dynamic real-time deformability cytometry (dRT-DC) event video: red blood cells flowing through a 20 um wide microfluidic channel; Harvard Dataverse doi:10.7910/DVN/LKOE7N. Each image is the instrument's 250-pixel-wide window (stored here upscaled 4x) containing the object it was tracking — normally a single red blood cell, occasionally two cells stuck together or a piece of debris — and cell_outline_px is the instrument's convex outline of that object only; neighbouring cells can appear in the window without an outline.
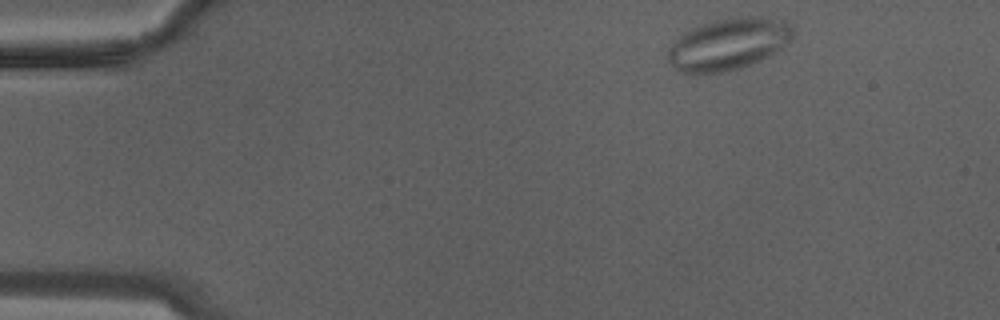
{"species": "Egyptian fruit bat (a non-hibernating species)", "species_latin": "Rousettus aegyptiacus", "temperature_condition": "warm", "stored_images_in_passage": 28, "camera_frame_rate_fps": 3000, "um_per_image_px": 0.085, "animal": {"sex": "male"}, "frame": {"image": 1, "passage_image": 1, "time_ms": 0.0, "image_size_px": [1000, 320], "cell_outline_px": [[792, 40], [784, 48], [768, 56], [748, 64], [736, 68], [720, 72], [684, 72], [676, 68], [668, 60], [668, 48], [684, 32], [692, 28], [716, 20], [740, 16], [760, 16], [788, 20], [792, 24]], "centroid_in_image_um": [61.98, 3.7], "position_along_channel_um": 23.0, "area_um2": 37.28}}
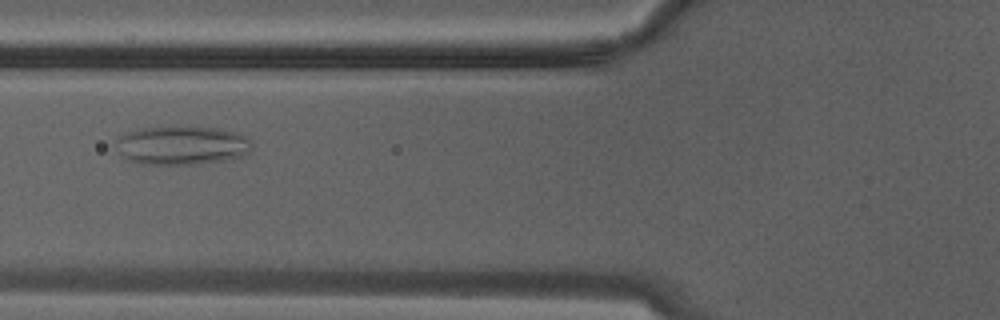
{"frame": {"image": 2, "passage_image": 9, "time_ms": 2.667, "image_size_px": [1000, 320], "cell_outline_px": [[252, 148], [248, 152], [240, 156], [224, 160], [200, 164], [140, 164], [128, 160], [120, 156], [116, 144], [116, 140], [124, 132], [144, 128], [216, 128], [240, 132], [248, 136], [252, 144]], "centroid_in_image_um": [15.46, 12.37], "position_along_channel_um": 110.3, "area_um2": 30.63}}
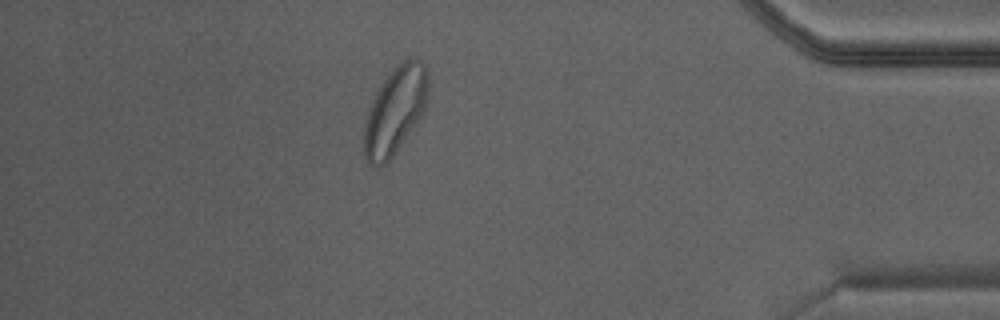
{"frame": {"image": 3, "passage_image": 24, "time_ms": 7.667, "image_size_px": [1000, 320], "cell_outline_px": [[428, 100], [424, 112], [416, 124], [392, 156], [384, 164], [376, 168], [372, 168], [368, 164], [364, 156], [364, 124], [372, 100], [384, 80], [396, 64], [400, 60], [408, 56], [416, 56], [424, 64], [428, 72]], "centroid_in_image_um": [33.6, 9.36], "position_along_channel_um": 401.6, "area_um2": 32.95}}